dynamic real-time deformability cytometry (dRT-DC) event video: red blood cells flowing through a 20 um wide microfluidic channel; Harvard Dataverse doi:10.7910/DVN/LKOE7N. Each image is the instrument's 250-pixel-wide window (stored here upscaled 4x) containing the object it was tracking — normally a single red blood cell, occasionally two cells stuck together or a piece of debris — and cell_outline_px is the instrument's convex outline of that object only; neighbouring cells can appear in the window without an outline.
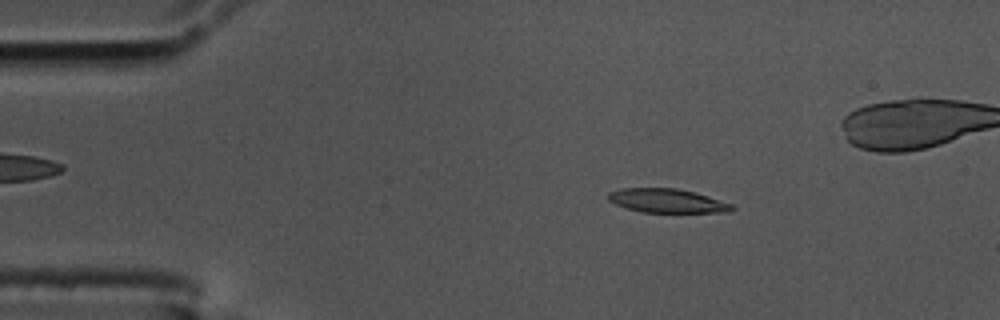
{"species": "common noctule bat (a hibernating species)", "species_latin": "Nyctalus noctula", "temperature_condition": "cold", "stored_images_in_passage": 50, "camera_frame_rate_fps": 3000, "um_per_image_px": 0.085, "animal": {"sex": "male", "body_mass_g": 17.5, "forearm_length_mm": 52.3}, "frame": {"image": 1, "passage_image": 3, "time_ms": 0.667, "image_size_px": [1000, 320], "cell_outline_px": [[736, 208], [732, 212], [640, 212], [624, 208], [608, 200], [608, 192], [620, 188], [676, 188], [708, 196], [732, 204]], "centroid_in_image_um": [56.68, 17.07], "position_along_channel_um": 28.3, "area_um2": 17.28}}
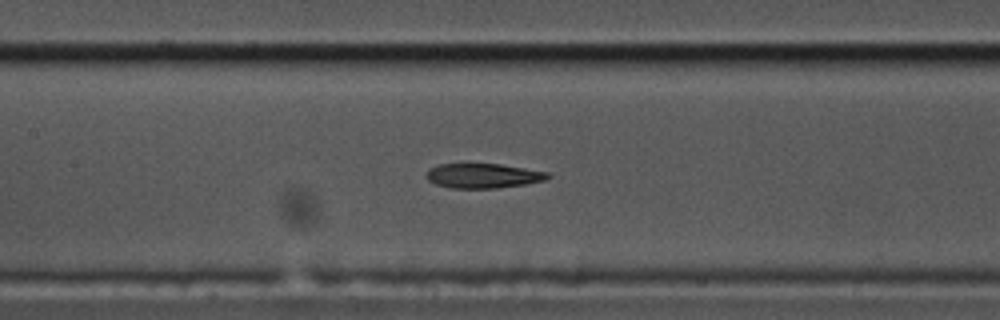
{"frame": {"image": 2, "passage_image": 19, "time_ms": 6.0, "image_size_px": [1000, 320], "cell_outline_px": [[552, 176], [544, 180], [524, 184], [496, 188], [448, 188], [436, 184], [428, 180], [424, 176], [424, 172], [428, 168], [440, 164], [500, 164], [548, 172]], "centroid_in_image_um": [41.0, 14.94], "position_along_channel_um": 166.4, "area_um2": 17.51}}
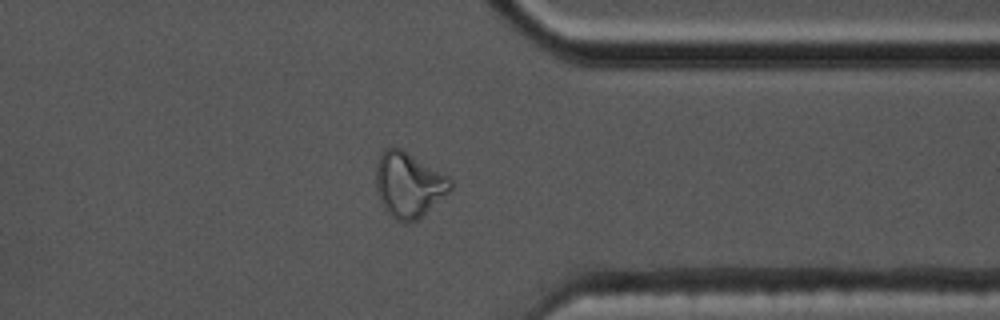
{"frame": {"image": 3, "passage_image": 37, "time_ms": 12.0, "image_size_px": [1000, 320], "cell_outline_px": [[452, 188], [448, 192], [416, 220], [404, 224], [396, 220], [384, 208], [380, 200], [376, 188], [376, 164], [380, 152], [384, 148], [400, 148], [448, 176], [452, 180]], "centroid_in_image_um": [34.7, 15.7], "position_along_channel_um": 376.7, "area_um2": 27.92}, "authors_computed_cell_mechanics": {"area_um2": 18.6983, "velocity_mm_per_s": 3.5993, "shape_relaxation_time_tau1_ms": null, "shape_relaxation_time_tau2_ms": 2.6428, "deformation_change_tau1": null, "deformation_change_tau2": 0.1109}}